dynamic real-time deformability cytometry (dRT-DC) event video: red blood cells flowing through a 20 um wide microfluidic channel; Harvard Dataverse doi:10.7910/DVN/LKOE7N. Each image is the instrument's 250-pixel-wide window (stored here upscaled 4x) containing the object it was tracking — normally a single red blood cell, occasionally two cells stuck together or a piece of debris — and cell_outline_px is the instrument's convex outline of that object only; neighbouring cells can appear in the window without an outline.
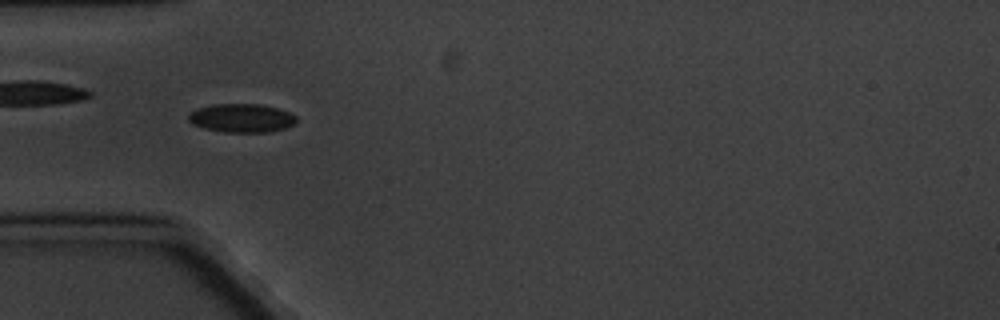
{"species": "common noctule bat (a hibernating species)", "species_latin": "Nyctalus noctula", "temperature_condition": "cold", "stored_images_in_passage": 6, "camera_frame_rate_fps": 3000, "um_per_image_px": 0.085, "animal": {"sex": "male", "body_mass_g": 20.1, "forearm_length_mm": 53.5}, "frame": {"image": 1, "passage_image": 5, "time_ms": 4.667, "image_size_px": [1000, 320], "cell_outline_px": [[296, 120], [292, 124], [284, 128], [268, 132], [224, 132], [204, 128], [192, 124], [188, 120], [188, 112], [196, 108], [216, 104], [256, 104], [276, 108], [288, 112], [296, 116]], "centroid_in_image_um": [20.47, 10.03], "position_along_channel_um": 64.5, "area_um2": 17.86}}